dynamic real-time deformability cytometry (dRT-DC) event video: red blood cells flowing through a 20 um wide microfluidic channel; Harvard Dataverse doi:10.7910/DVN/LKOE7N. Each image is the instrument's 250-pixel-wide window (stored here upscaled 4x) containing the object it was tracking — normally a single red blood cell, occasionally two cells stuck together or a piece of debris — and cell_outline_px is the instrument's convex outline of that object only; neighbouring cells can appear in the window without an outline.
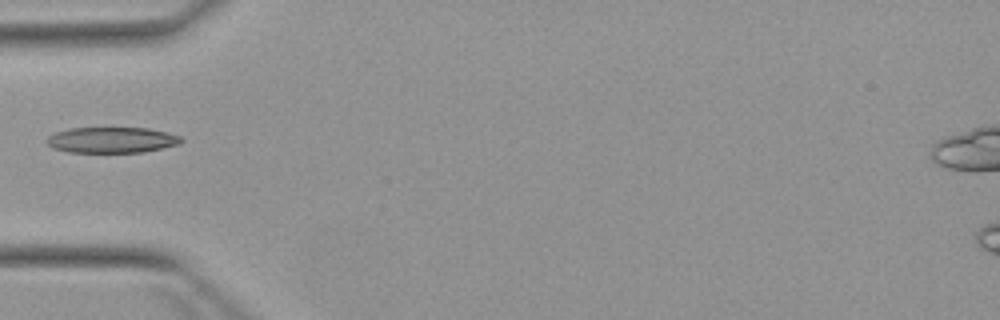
{"species": "Egyptian fruit bat (a non-hibernating species)", "species_latin": "Rousettus aegyptiacus", "temperature_condition": "warm", "stored_images_in_passage": 4, "camera_frame_rate_fps": 3000, "um_per_image_px": 0.085, "animal": {"sex": "female"}, "frame": {"image": 1, "passage_image": 4, "time_ms": 3.333, "image_size_px": [1000, 320], "cell_outline_px": [[184, 140], [180, 144], [144, 152], [68, 152], [52, 148], [44, 140], [48, 136], [56, 132], [72, 128], [148, 128], [168, 132], [180, 136]], "centroid_in_image_um": [9.51, 11.9], "position_along_channel_um": 75.5, "area_um2": 20.29}}